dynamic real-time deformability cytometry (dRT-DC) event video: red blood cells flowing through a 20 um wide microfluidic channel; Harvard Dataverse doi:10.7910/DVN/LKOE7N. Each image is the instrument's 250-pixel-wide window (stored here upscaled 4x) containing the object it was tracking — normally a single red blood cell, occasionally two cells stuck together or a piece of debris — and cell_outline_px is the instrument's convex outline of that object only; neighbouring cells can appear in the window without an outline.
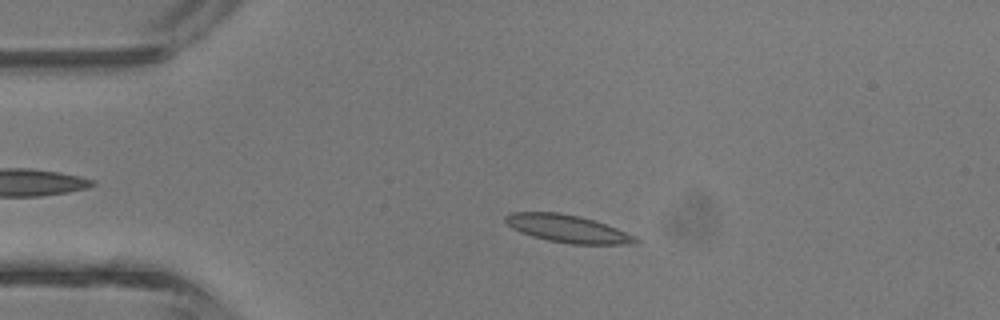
{"species": "common noctule bat (a hibernating species)", "species_latin": "Nyctalus noctula", "temperature_condition": "room temperature", "stored_images_in_passage": 36, "camera_frame_rate_fps": 3000, "um_per_image_px": 0.085, "animal": {"sex": "male", "body_mass_g": 13.3}, "frame": {"image": 1, "passage_image": 2, "time_ms": 0.333, "image_size_px": [1000, 320], "cell_outline_px": [[640, 240], [636, 244], [572, 244], [548, 240], [532, 236], [520, 232], [512, 228], [504, 220], [504, 216], [512, 212], [560, 212], [580, 216], [596, 220], [636, 236]], "centroid_in_image_um": [48.26, 19.43], "position_along_channel_um": 36.7, "area_um2": 21.04}}
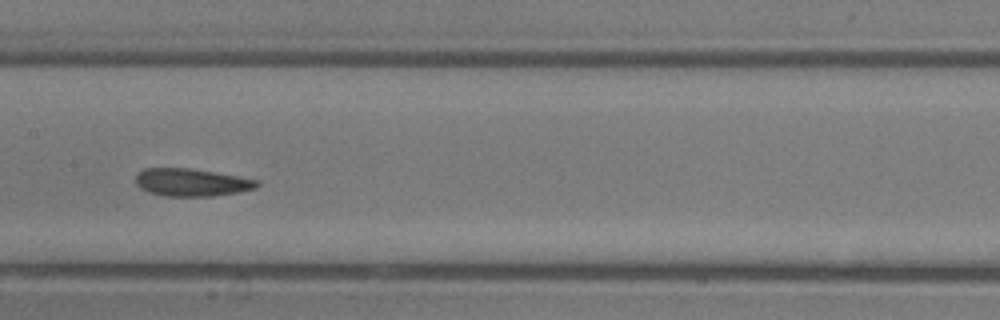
{"frame": {"image": 2, "passage_image": 14, "time_ms": 4.333, "image_size_px": [1000, 320], "cell_outline_px": [[260, 184], [256, 188], [240, 192], [212, 196], [164, 196], [148, 192], [140, 188], [136, 184], [136, 176], [144, 168], [188, 168], [260, 180]], "centroid_in_image_um": [16.29, 15.51], "position_along_channel_um": 191.1, "area_um2": 19.48}}
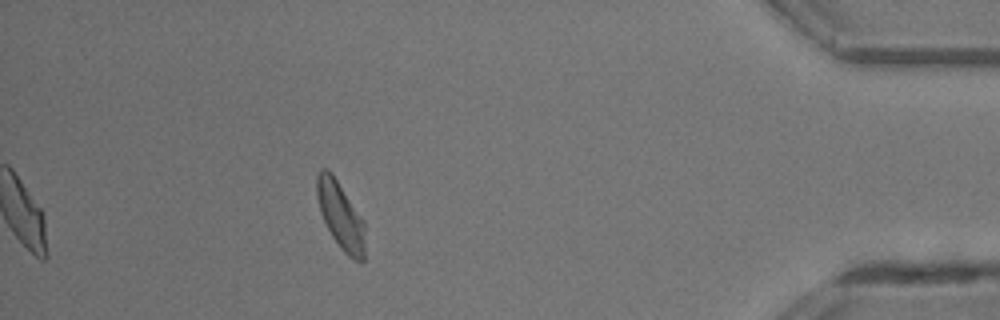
{"frame": {"image": 3, "passage_image": 31, "time_ms": 10.0, "image_size_px": [1000, 320], "cell_outline_px": [[364, 260], [352, 260], [340, 248], [332, 236], [320, 212], [316, 196], [316, 172], [320, 168], [328, 168], [332, 172], [364, 220]], "centroid_in_image_um": [28.92, 18.26], "position_along_channel_um": 406.3, "area_um2": 19.02}, "authors_computed_cell_mechanics": {"area_um2": 19.4786, "velocity_mm_per_s": 4.7441, "shape_relaxation_time_tau1_ms": 3.5691, "shape_relaxation_time_tau2_ms": 2.4784, "deformation_change_tau1": 0.1224, "deformation_change_tau2": 0.0959}}